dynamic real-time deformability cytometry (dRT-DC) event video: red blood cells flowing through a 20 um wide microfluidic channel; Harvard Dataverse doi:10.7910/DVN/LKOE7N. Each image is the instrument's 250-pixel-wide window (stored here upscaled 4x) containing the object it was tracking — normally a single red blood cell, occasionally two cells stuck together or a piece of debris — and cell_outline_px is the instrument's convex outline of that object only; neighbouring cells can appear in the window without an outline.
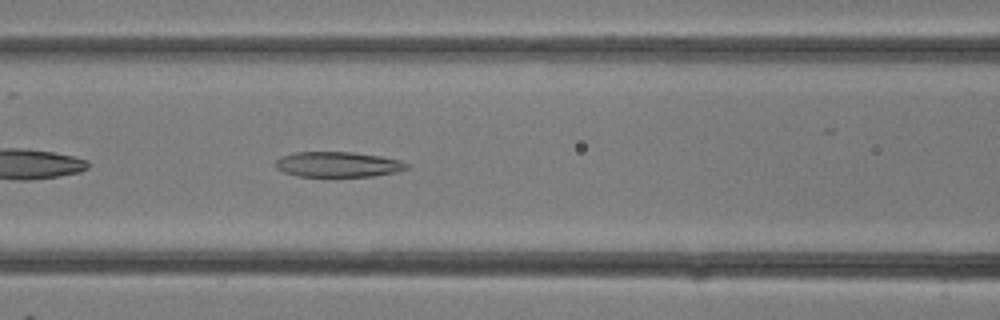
{"species": "common noctule bat (a hibernating species)", "species_latin": "Nyctalus noctula", "temperature_condition": "room temperature", "stored_images_in_passage": 15, "camera_frame_rate_fps": 3000, "um_per_image_px": 0.085, "animal": {"sex": "female"}, "frame": {"image": 1, "passage_image": 12, "time_ms": 3.667, "image_size_px": [1000, 320], "cell_outline_px": [[412, 164], [408, 168], [396, 172], [372, 176], [300, 176], [284, 172], [276, 168], [276, 160], [280, 156], [292, 152], [352, 152], [380, 156], [400, 160]], "centroid_in_image_um": [28.74, 13.96], "position_along_channel_um": 137.9, "area_um2": 19.36}}
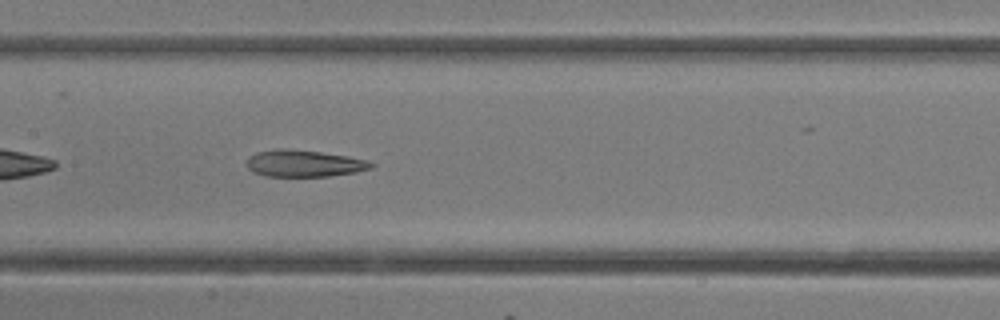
{"frame": {"image": 2, "passage_image": 14, "time_ms": 4.333, "image_size_px": [1000, 320], "cell_outline_px": [[376, 164], [372, 168], [356, 172], [328, 176], [264, 176], [252, 172], [244, 164], [248, 156], [256, 152], [276, 148], [284, 148], [320, 152], [348, 156], [368, 160]], "centroid_in_image_um": [25.8, 13.88], "position_along_channel_um": 181.6, "area_um2": 19.71}}